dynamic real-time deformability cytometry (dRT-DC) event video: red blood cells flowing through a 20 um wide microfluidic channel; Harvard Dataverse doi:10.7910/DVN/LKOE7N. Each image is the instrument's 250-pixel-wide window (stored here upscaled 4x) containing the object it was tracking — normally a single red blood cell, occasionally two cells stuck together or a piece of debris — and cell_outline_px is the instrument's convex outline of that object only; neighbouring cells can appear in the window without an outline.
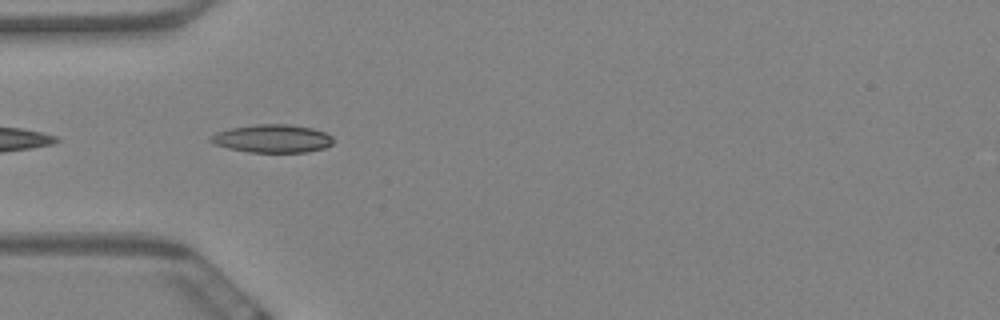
{"species": "Egyptian fruit bat (a non-hibernating species)", "species_latin": "Rousettus aegyptiacus", "temperature_condition": "warm", "stored_images_in_passage": 7, "camera_frame_rate_fps": 3000, "um_per_image_px": 0.085, "animal": {"sex": "female"}, "frame": {"image": 1, "passage_image": 2, "time_ms": 0.333, "image_size_px": [1000, 320], "cell_outline_px": [[332, 144], [324, 148], [308, 152], [248, 152], [228, 148], [212, 144], [208, 140], [208, 136], [216, 132], [232, 128], [256, 124], [288, 124], [312, 128], [324, 132], [332, 136]], "centroid_in_image_um": [23.11, 11.78], "position_along_channel_um": 61.9, "area_um2": 20.17}}